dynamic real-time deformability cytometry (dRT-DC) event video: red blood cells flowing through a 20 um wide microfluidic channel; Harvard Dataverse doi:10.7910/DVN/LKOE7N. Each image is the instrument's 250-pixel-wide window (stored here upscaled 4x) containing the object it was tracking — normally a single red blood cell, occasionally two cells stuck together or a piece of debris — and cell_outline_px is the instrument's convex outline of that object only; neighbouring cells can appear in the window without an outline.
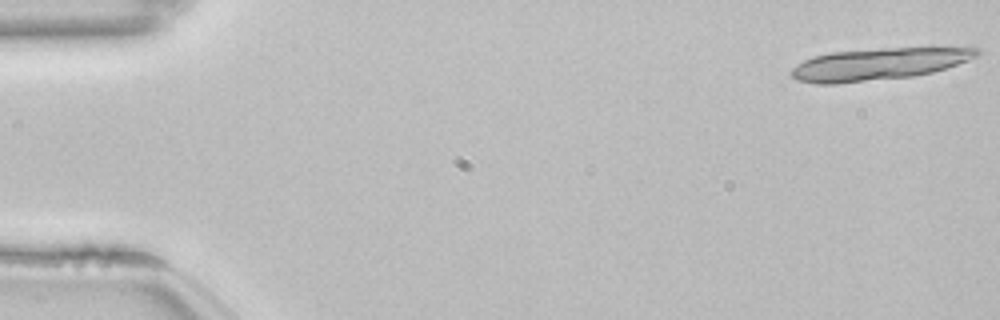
{"species": "common noctule bat (a hibernating species)", "species_latin": "Nyctalus noctula", "temperature_condition": "room temperature", "stored_images_in_passage": 18, "camera_frame_rate_fps": 3000, "um_per_image_px": 0.085, "animal": {"sex": "female", "body_mass_g": 22.7, "forearm_length_mm": 54.2}, "frame": {"image": 1, "passage_image": 1, "time_ms": 0.0, "image_size_px": [1000, 320], "cell_outline_px": [[980, 52], [976, 56], [968, 60], [932, 72], [912, 76], [836, 84], [816, 84], [796, 80], [788, 72], [792, 68], [804, 60], [816, 56], [832, 52], [880, 48], [980, 48]], "centroid_in_image_um": [74.6, 5.45], "position_along_channel_um": 10.4, "area_um2": 34.22}}